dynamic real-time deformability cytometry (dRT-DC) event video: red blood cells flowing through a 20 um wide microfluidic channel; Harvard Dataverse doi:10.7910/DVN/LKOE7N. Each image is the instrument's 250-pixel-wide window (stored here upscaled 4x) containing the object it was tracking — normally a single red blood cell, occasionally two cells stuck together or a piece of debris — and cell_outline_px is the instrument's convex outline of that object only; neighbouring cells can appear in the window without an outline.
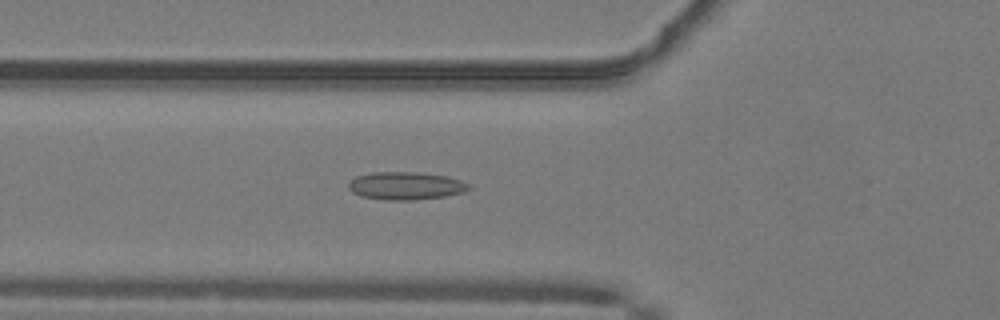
{"species": "common noctule bat (a hibernating species)", "species_latin": "Nyctalus noctula", "temperature_condition": "warm", "stored_images_in_passage": 51, "camera_frame_rate_fps": 3000, "um_per_image_px": 0.085, "animal": {"sex": "male", "body_mass_g": 19.2, "forearm_length_mm": 51.8}, "frame": {"image": 1, "passage_image": 19, "time_ms": 6.0, "image_size_px": [1000, 320], "cell_outline_px": [[472, 188], [464, 192], [444, 196], [412, 200], [384, 200], [360, 196], [352, 192], [348, 188], [348, 184], [356, 176], [372, 172], [416, 172], [448, 176], [460, 180], [468, 184]], "centroid_in_image_um": [34.48, 15.79], "position_along_channel_um": 91.3, "area_um2": 19.54}}
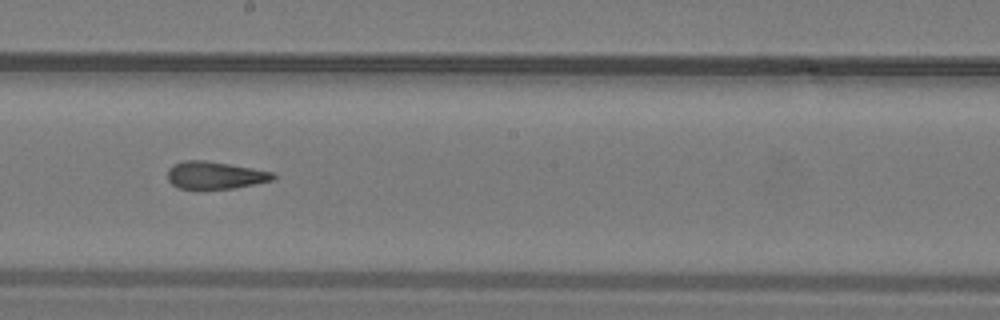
{"frame": {"image": 2, "passage_image": 29, "time_ms": 9.333, "image_size_px": [1000, 320], "cell_outline_px": [[276, 180], [236, 188], [180, 188], [172, 184], [168, 180], [168, 168], [172, 164], [184, 160], [204, 160], [276, 172]], "centroid_in_image_um": [18.32, 14.88], "position_along_channel_um": 229.9, "area_um2": 16.94}}
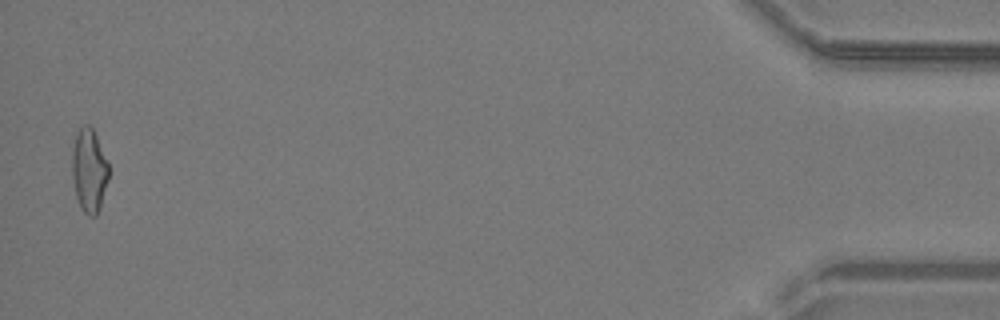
{"frame": {"image": 3, "passage_image": 50, "time_ms": 16.333, "image_size_px": [1000, 320], "cell_outline_px": [[108, 180], [100, 208], [96, 216], [88, 216], [80, 208], [76, 196], [72, 176], [72, 148], [76, 136], [80, 128], [84, 124], [88, 124], [92, 128], [96, 136], [108, 164]], "centroid_in_image_um": [7.56, 14.52], "position_along_channel_um": 427.6, "area_um2": 17.69}, "authors_computed_cell_mechanics": {"area_um2": 17.7446, "velocity_mm_per_s": 4.1348, "shape_relaxation_time_tau1_ms": null, "shape_relaxation_time_tau2_ms": 2.3325, "deformation_change_tau1": null, "deformation_change_tau2": 0.1237}}